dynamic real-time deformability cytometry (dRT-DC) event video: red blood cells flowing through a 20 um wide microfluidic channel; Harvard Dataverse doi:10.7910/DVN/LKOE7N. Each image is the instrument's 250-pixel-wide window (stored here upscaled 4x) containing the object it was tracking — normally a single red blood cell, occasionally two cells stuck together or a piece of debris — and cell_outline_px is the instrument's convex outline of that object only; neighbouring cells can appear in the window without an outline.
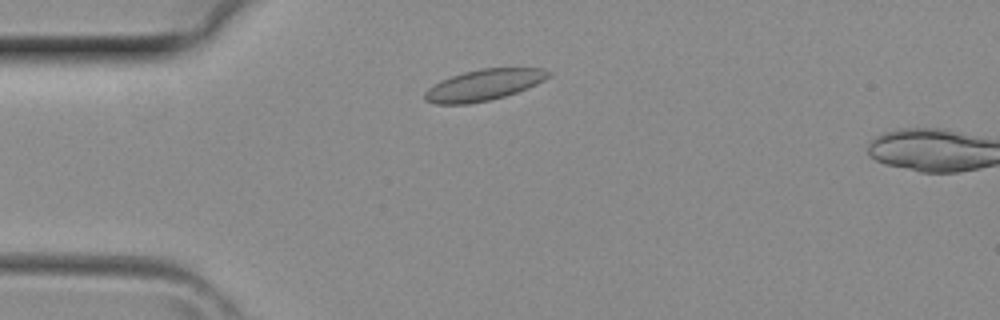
{"species": "common noctule bat (a hibernating species)", "species_latin": "Nyctalus noctula", "temperature_condition": "room temperature", "stored_images_in_passage": 4, "camera_frame_rate_fps": 3000, "um_per_image_px": 0.085, "animal": {"sex": "female", "body_mass_g": 29.2, "forearm_length_mm": 56.3}, "frame": {"image": 1, "passage_image": 2, "time_ms": 0.333, "image_size_px": [1000, 320], "cell_outline_px": [[552, 72], [544, 80], [536, 84], [516, 92], [504, 96], [488, 100], [468, 104], [436, 104], [424, 100], [424, 92], [428, 88], [440, 80], [464, 72], [480, 68], [544, 68]], "centroid_in_image_um": [41.09, 7.22], "position_along_channel_um": 43.9, "area_um2": 22.31}}